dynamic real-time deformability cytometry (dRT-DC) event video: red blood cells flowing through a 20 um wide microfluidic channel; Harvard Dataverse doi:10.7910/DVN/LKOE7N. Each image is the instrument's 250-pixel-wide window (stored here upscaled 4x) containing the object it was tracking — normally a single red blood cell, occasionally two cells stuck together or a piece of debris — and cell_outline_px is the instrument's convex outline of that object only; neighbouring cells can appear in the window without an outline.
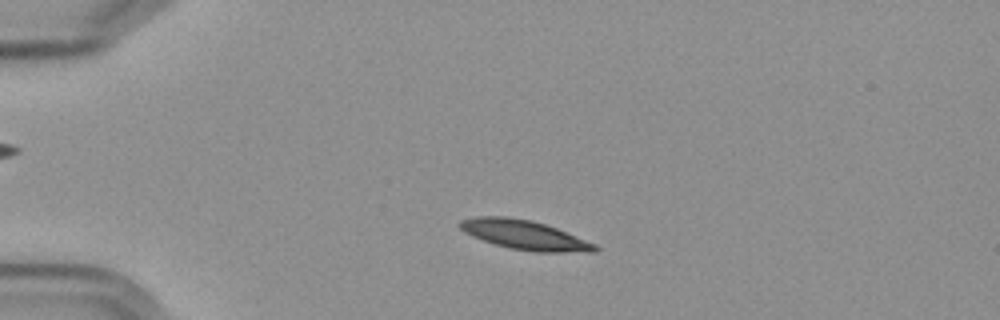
{"species": "Egyptian fruit bat (a non-hibernating species)", "species_latin": "Rousettus aegyptiacus", "temperature_condition": "cold", "stored_images_in_passage": 3, "camera_frame_rate_fps": 3000, "um_per_image_px": 0.085, "frame": {"image": 1, "passage_image": 2, "time_ms": 1.333, "image_size_px": [1000, 320], "cell_outline_px": [[600, 248], [596, 252], [536, 252], [508, 248], [472, 236], [464, 232], [456, 224], [460, 220], [476, 216], [508, 216], [532, 220], [556, 228], [596, 244]], "centroid_in_image_um": [44.57, 19.96], "position_along_channel_um": 40.4, "area_um2": 23.18}}